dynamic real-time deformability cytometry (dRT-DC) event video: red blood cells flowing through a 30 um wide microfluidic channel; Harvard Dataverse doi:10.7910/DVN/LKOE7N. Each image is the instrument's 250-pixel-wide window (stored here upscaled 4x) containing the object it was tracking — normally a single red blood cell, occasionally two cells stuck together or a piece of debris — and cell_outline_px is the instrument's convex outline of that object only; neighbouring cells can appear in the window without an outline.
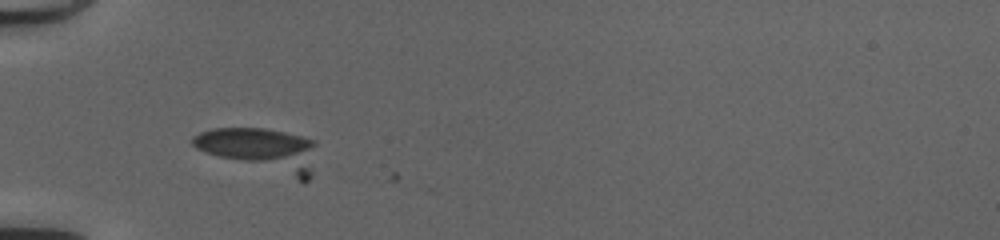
{"species": "common noctule bat (a hibernating species)", "species_latin": "Nyctalus noctula", "temperature_condition": "cold", "stored_images_in_passage": 4, "camera_frame_rate_fps": 3000, "um_per_image_px": 0.085, "animal": {"sex": "female", "body_mass_g": 20.0, "forearm_length_mm": 54.0}, "frame": {"image": 1, "passage_image": 3, "time_ms": 0.667, "image_size_px": [1000, 240], "cell_outline_px": [[316, 144], [312, 176], [304, 184], [196, 148], [192, 144], [192, 140], [200, 132], [212, 128], [264, 128], [284, 132], [300, 136], [312, 140]], "centroid_in_image_um": [22.28, 12.77], "position_along_channel_um": 62.7, "area_um2": 31.21}}